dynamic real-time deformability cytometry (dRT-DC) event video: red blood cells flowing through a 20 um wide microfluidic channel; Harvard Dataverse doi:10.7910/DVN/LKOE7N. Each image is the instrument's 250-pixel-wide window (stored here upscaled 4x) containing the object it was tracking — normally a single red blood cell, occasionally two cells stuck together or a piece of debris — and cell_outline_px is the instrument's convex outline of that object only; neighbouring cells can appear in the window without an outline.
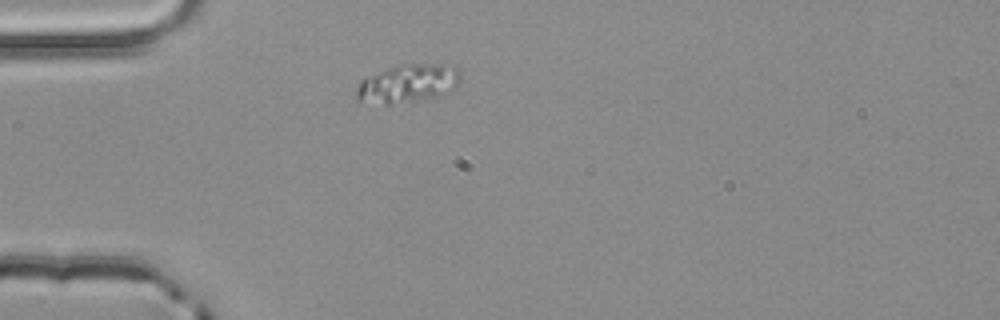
{"species": "common noctule bat (a hibernating species)", "species_latin": "Nyctalus noctula", "temperature_condition": "room temperature", "stored_images_in_passage": 1, "camera_frame_rate_fps": 3000, "um_per_image_px": 0.085, "animal": {"sex": "male", "body_mass_g": 20.4}, "frame": {"image": 1, "passage_image": 1, "time_ms": 0.0, "image_size_px": [1000, 320], "cell_outline_px": [[460, 80], [452, 92], [436, 96], [392, 104], [384, 104], [356, 100], [356, 88], [360, 80], [364, 76], [400, 64], [456, 64], [460, 76]], "centroid_in_image_um": [34.67, 7.07], "position_along_channel_um": 50.3, "area_um2": 23.47}}